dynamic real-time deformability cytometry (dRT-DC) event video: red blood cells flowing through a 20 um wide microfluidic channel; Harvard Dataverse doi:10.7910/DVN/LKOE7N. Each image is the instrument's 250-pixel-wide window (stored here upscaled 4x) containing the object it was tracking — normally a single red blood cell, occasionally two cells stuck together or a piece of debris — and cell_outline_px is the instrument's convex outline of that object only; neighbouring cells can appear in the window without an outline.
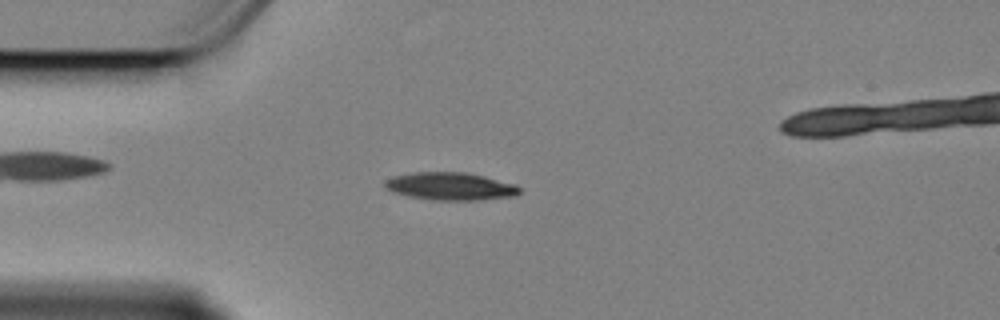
{"species": "Egyptian fruit bat (a non-hibernating species)", "species_latin": "Rousettus aegyptiacus", "temperature_condition": "cold", "stored_images_in_passage": 53, "camera_frame_rate_fps": 3000, "um_per_image_px": 0.085, "animal": {"sex": "female"}, "frame": {"image": 1, "passage_image": 13, "time_ms": 4.0, "image_size_px": [1000, 320], "cell_outline_px": [[520, 192], [516, 196], [480, 200], [432, 200], [408, 196], [396, 192], [388, 188], [384, 184], [388, 180], [396, 176], [416, 172], [464, 172], [484, 176], [516, 184], [520, 188]], "centroid_in_image_um": [38.37, 15.84], "position_along_channel_um": 46.6, "area_um2": 21.5}}
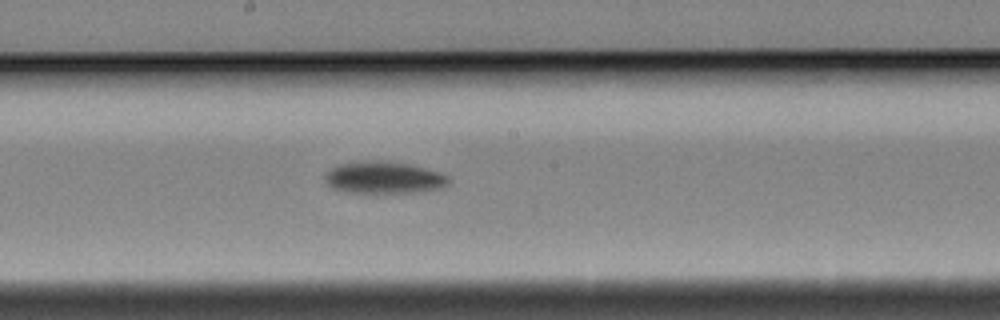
{"frame": {"image": 2, "passage_image": 29, "time_ms": 9.333, "image_size_px": [1000, 320], "cell_outline_px": [[448, 184], [444, 188], [416, 192], [348, 192], [332, 188], [324, 180], [324, 176], [332, 168], [340, 164], [364, 160], [376, 160], [408, 164], [440, 172], [448, 176]], "centroid_in_image_um": [32.63, 15.09], "position_along_channel_um": 215.6, "area_um2": 22.89}}
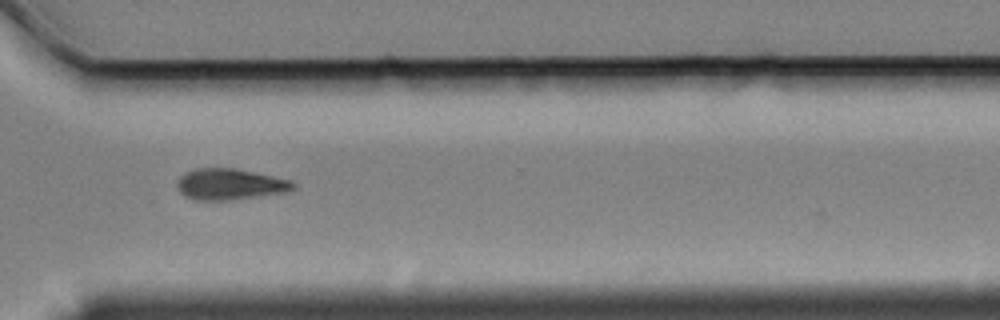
{"frame": {"image": 3, "passage_image": 41, "time_ms": 13.333, "image_size_px": [1000, 320], "cell_outline_px": [[296, 188], [288, 192], [232, 200], [192, 200], [184, 196], [180, 192], [176, 184], [180, 176], [184, 172], [196, 168], [236, 168], [292, 180], [296, 184]], "centroid_in_image_um": [19.55, 15.66], "position_along_channel_um": 351.0, "area_um2": 21.39}, "authors_computed_cell_mechanics": {"area_um2": 21.386, "velocity_mm_per_s": 3.386, "shape_relaxation_time_tau1_ms": 2.6196, "shape_relaxation_time_tau2_ms": null, "deformation_change_tau1": 0.0942, "deformation_change_tau2": null}}